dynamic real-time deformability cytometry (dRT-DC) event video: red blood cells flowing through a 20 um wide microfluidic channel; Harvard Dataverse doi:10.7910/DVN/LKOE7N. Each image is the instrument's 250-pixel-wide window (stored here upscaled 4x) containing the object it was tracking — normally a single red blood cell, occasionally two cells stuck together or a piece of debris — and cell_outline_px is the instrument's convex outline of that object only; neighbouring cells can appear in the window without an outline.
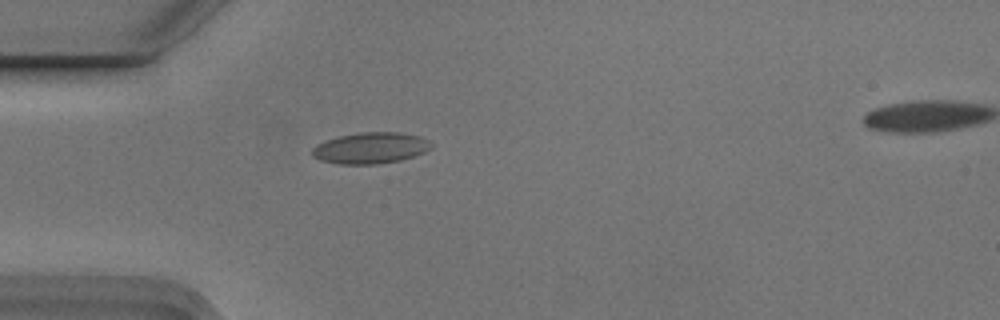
{"species": "Egyptian fruit bat (a non-hibernating species)", "species_latin": "Rousettus aegyptiacus", "temperature_condition": "cold", "stored_images_in_passage": 2, "segment_of_instrument_passage": [1, 2], "camera_frame_rate_fps": 3000, "um_per_image_px": 0.085, "animal": {"sex": "male"}, "frame": {"image": 1, "passage_image": 1, "time_ms": 0.0, "image_size_px": [1000, 320], "cell_outline_px": [[432, 148], [424, 152], [400, 160], [376, 164], [340, 164], [320, 160], [312, 156], [312, 148], [316, 144], [340, 136], [360, 132], [400, 132], [420, 136], [428, 140], [432, 144]], "centroid_in_image_um": [31.5, 12.57], "position_along_channel_um": 53.5, "area_um2": 21.56}}